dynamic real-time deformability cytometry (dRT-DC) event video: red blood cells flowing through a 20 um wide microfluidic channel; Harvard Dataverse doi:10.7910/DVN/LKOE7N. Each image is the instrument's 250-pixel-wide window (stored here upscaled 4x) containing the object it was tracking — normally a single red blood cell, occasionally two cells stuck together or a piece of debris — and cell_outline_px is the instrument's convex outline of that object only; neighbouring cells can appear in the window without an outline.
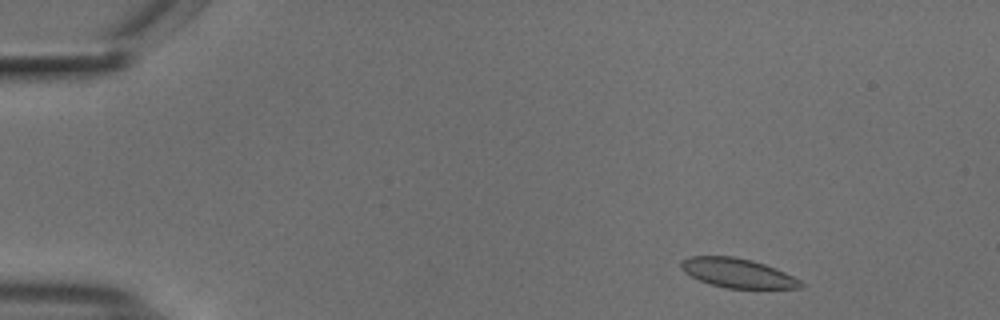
{"species": "common noctule bat (a hibernating species)", "species_latin": "Nyctalus noctula", "temperature_condition": "cold", "stored_images_in_passage": 52, "camera_frame_rate_fps": 3000, "um_per_image_px": 0.085, "animal": {"sex": "male", "body_mass_g": 18.8}, "frame": {"image": 1, "passage_image": 4, "time_ms": 1.0, "image_size_px": [1000, 320], "cell_outline_px": [[804, 284], [800, 288], [724, 288], [700, 280], [684, 272], [680, 268], [680, 260], [688, 256], [732, 256], [752, 260], [776, 268], [800, 280]], "centroid_in_image_um": [62.66, 23.19], "position_along_channel_um": 22.3, "area_um2": 20.35}}
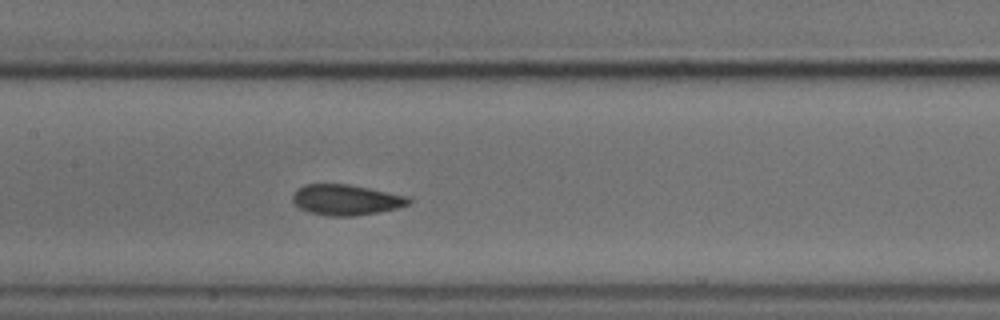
{"frame": {"image": 2, "passage_image": 24, "time_ms": 7.667, "image_size_px": [1000, 320], "cell_outline_px": [[412, 200], [408, 204], [396, 208], [380, 212], [356, 216], [328, 216], [308, 212], [300, 208], [292, 200], [292, 196], [296, 188], [304, 184], [348, 184], [408, 196]], "centroid_in_image_um": [29.39, 16.99], "position_along_channel_um": 178.0, "area_um2": 20.75}}
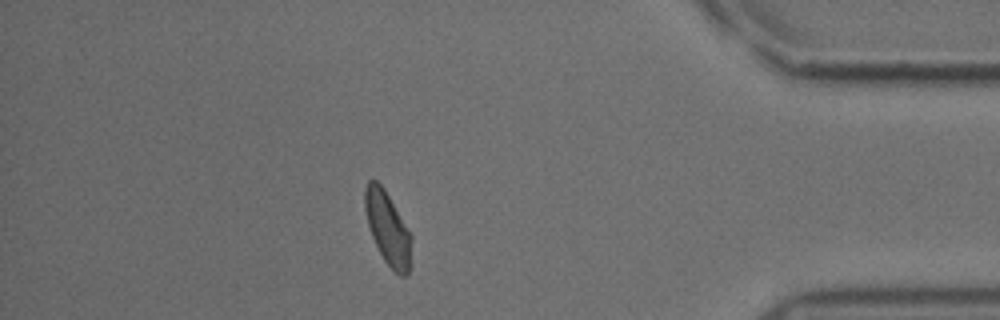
{"frame": {"image": 3, "passage_image": 45, "time_ms": 14.667, "image_size_px": [1000, 320], "cell_outline_px": [[412, 264], [408, 272], [404, 276], [400, 276], [384, 260], [372, 236], [368, 224], [364, 208], [364, 188], [368, 180], [376, 180], [384, 188], [412, 236]], "centroid_in_image_um": [32.97, 19.41], "position_along_channel_um": 402.2, "area_um2": 19.77}, "authors_computed_cell_mechanics": {"area_um2": 20.5768, "velocity_mm_per_s": 3.7094, "shape_relaxation_time_tau1_ms": 4.3541, "shape_relaxation_time_tau2_ms": 2.8764, "deformation_change_tau1": 0.0922, "deformation_change_tau2": 0.0608}}